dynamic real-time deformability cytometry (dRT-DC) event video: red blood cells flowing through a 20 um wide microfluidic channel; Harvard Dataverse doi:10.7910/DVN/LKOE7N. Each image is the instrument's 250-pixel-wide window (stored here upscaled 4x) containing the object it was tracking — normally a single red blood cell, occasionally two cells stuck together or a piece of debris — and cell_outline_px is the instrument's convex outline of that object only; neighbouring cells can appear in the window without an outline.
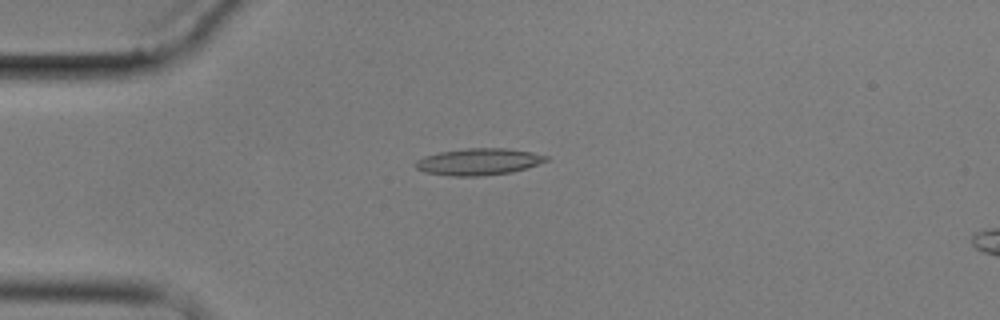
{"species": "common noctule bat (a hibernating species)", "species_latin": "Nyctalus noctula", "temperature_condition": "cold", "stored_images_in_passage": 9, "camera_frame_rate_fps": 3000, "um_per_image_px": 0.085, "animal": {"sex": "male", "body_mass_g": 17.9}, "frame": {"image": 1, "passage_image": 3, "time_ms": 2.333, "image_size_px": [1000, 320], "cell_outline_px": [[548, 160], [528, 168], [512, 172], [480, 176], [448, 176], [424, 172], [416, 168], [416, 160], [424, 156], [440, 152], [468, 148], [504, 148], [532, 152], [548, 156]], "centroid_in_image_um": [40.68, 13.75], "position_along_channel_um": 44.3, "area_um2": 20.35}}
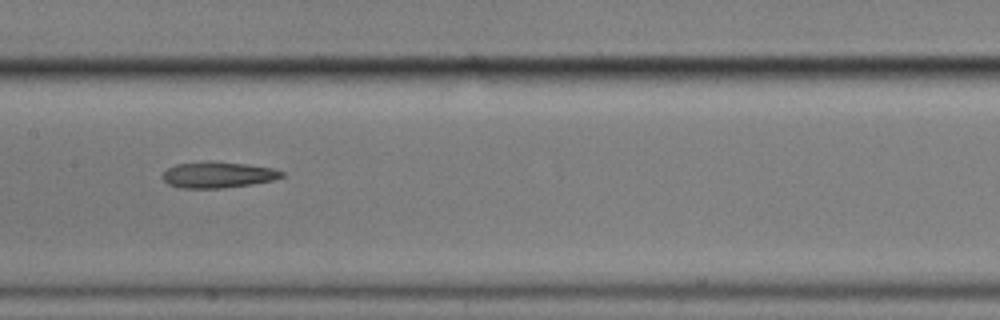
{"frame": {"image": 2, "passage_image": 7, "time_ms": 7.0, "image_size_px": [1000, 320], "cell_outline_px": [[284, 176], [272, 180], [248, 184], [220, 188], [180, 188], [168, 184], [160, 176], [168, 168], [176, 164], [208, 160], [212, 160], [248, 164], [272, 168], [284, 172]], "centroid_in_image_um": [18.48, 14.84], "position_along_channel_um": 188.9, "area_um2": 18.21}}
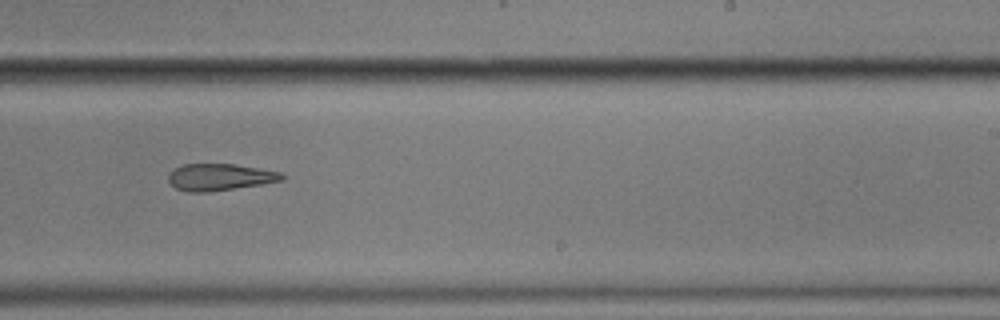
{"frame": {"image": 3, "passage_image": 9, "time_ms": 9.333, "image_size_px": [1000, 320], "cell_outline_px": [[284, 180], [260, 184], [208, 192], [188, 192], [176, 188], [168, 180], [168, 172], [184, 164], [232, 164], [280, 172], [284, 176]], "centroid_in_image_um": [18.64, 15.05], "position_along_channel_um": 270.4, "area_um2": 17.46}}